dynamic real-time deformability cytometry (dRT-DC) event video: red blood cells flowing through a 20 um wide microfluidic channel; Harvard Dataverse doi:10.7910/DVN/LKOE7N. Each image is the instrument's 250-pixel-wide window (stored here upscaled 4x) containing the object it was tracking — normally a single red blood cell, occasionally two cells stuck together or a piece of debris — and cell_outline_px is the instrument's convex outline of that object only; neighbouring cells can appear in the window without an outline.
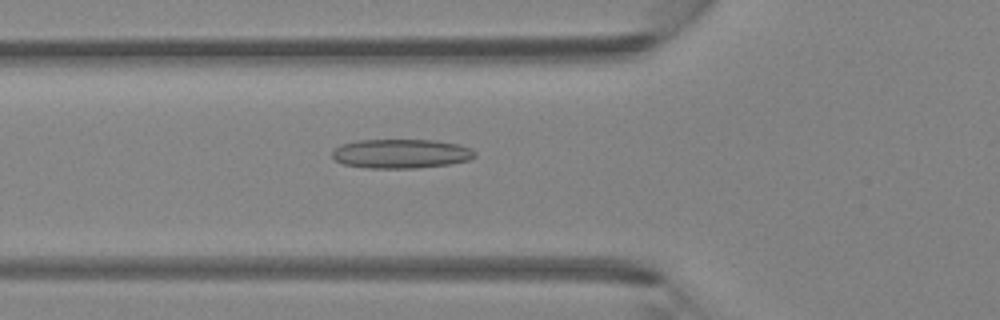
{"species": "Egyptian fruit bat (a non-hibernating species)", "species_latin": "Rousettus aegyptiacus", "temperature_condition": "room temperature", "stored_images_in_passage": 37, "camera_frame_rate_fps": 3000, "um_per_image_px": 0.085, "animal": {"sex": "female"}, "frame": {"image": 1, "passage_image": 10, "time_ms": 3.0, "image_size_px": [1000, 320], "cell_outline_px": [[476, 156], [468, 160], [448, 164], [416, 168], [368, 168], [344, 164], [336, 160], [332, 156], [332, 152], [340, 144], [356, 140], [436, 140], [456, 144], [472, 148], [476, 152]], "centroid_in_image_um": [34.09, 13.05], "position_along_channel_um": 91.7, "area_um2": 24.28}}
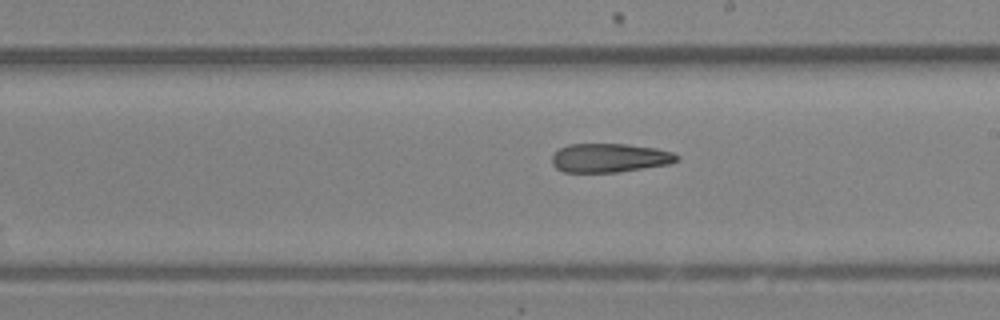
{"frame": {"image": 2, "passage_image": 20, "time_ms": 6.333, "image_size_px": [1000, 320], "cell_outline_px": [[680, 160], [668, 164], [620, 172], [564, 172], [556, 168], [552, 164], [552, 156], [560, 148], [568, 144], [628, 144], [656, 148], [672, 152], [680, 156]], "centroid_in_image_um": [51.84, 13.42], "position_along_channel_um": 237.2, "area_um2": 21.1}}
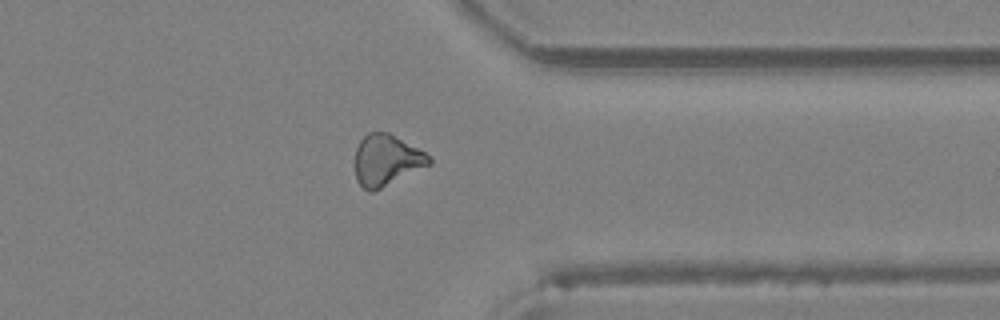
{"frame": {"image": 3, "passage_image": 30, "time_ms": 9.667, "image_size_px": [1000, 320], "cell_outline_px": [[432, 164], [372, 192], [368, 192], [356, 180], [356, 148], [360, 140], [368, 132], [388, 132], [432, 156]], "centroid_in_image_um": [32.87, 13.61], "position_along_channel_um": 378.5, "area_um2": 21.96}}